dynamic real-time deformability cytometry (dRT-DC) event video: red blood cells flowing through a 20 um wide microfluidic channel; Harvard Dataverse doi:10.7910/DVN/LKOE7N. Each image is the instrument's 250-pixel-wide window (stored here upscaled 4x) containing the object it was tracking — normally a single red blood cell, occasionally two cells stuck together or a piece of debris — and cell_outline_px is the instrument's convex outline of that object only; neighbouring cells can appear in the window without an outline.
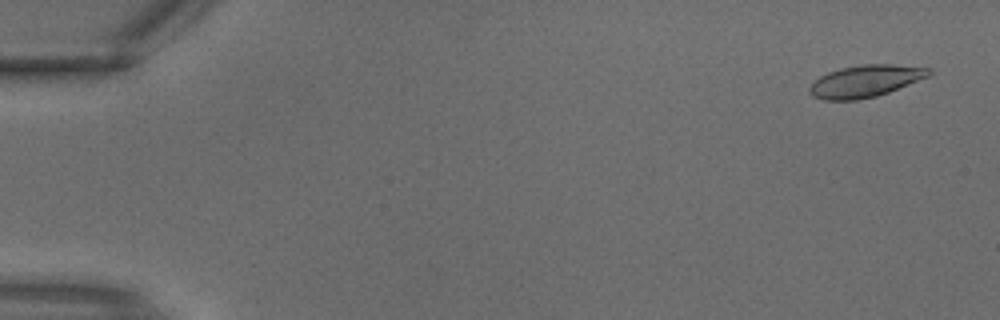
{"species": "common noctule bat (a hibernating species)", "species_latin": "Nyctalus noctula", "temperature_condition": "warm", "stored_images_in_passage": 3, "camera_frame_rate_fps": 3000, "um_per_image_px": 0.085, "animal": {"sex": "male", "body_mass_g": 18.8}, "frame": {"image": 1, "passage_image": 1, "time_ms": 0.0, "image_size_px": [1000, 320], "cell_outline_px": [[932, 72], [928, 76], [888, 92], [876, 96], [856, 100], [824, 100], [812, 96], [808, 92], [808, 88], [820, 76], [828, 72], [840, 68], [864, 64], [892, 64], [932, 68]], "centroid_in_image_um": [73.53, 6.89], "position_along_channel_um": 11.5, "area_um2": 22.14}}
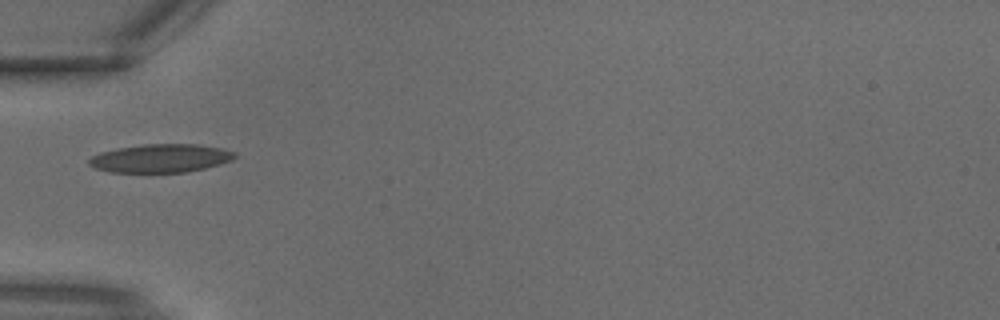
{"frame": {"image": 2, "passage_image": 3, "time_ms": 0.667, "image_size_px": [1000, 320], "cell_outline_px": [[236, 156], [232, 160], [220, 164], [188, 172], [108, 172], [92, 168], [88, 164], [88, 160], [92, 156], [100, 152], [120, 148], [144, 144], [196, 144], [220, 148], [236, 152]], "centroid_in_image_um": [13.63, 13.46], "position_along_channel_um": 71.4, "area_um2": 24.1}}